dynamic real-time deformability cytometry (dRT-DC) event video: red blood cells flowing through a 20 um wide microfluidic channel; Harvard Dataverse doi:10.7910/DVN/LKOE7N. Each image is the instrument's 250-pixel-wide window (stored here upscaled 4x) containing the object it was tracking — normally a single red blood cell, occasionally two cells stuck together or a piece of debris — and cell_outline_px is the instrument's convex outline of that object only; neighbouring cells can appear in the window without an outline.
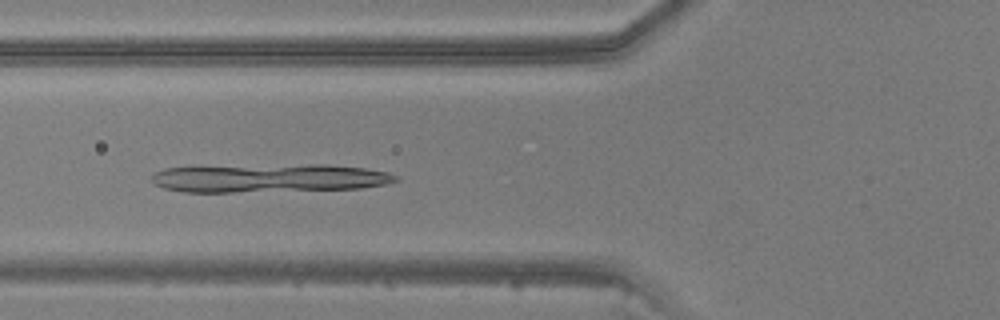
{"species": "common noctule bat (a hibernating species)", "species_latin": "Nyctalus noctula", "temperature_condition": "warm", "stored_images_in_passage": 47, "camera_frame_rate_fps": 3000, "um_per_image_px": 0.085, "animal": {"sex": "male", "body_mass_g": 20.5, "forearm_length_mm": 52.5}, "frame": {"image": 1, "passage_image": 18, "time_ms": 5.667, "image_size_px": [1000, 320], "cell_outline_px": [[400, 180], [384, 184], [360, 188], [236, 192], [184, 192], [164, 188], [156, 184], [152, 180], [152, 172], [164, 168], [316, 164], [320, 164], [364, 168], [388, 172], [396, 176]], "centroid_in_image_um": [22.87, 15.14], "position_along_channel_um": 102.9, "area_um2": 39.88}}
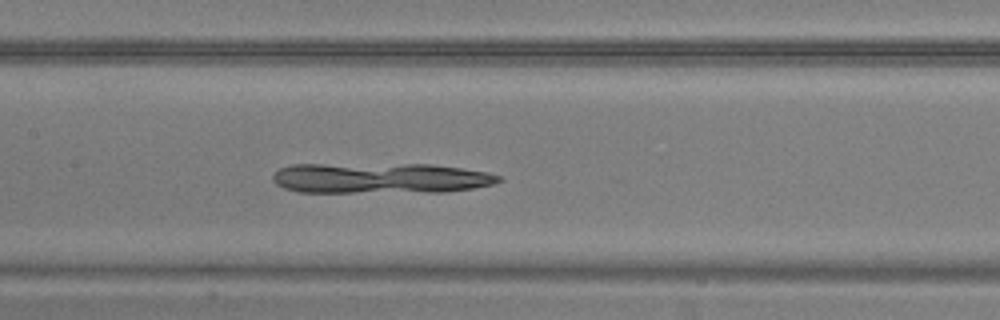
{"frame": {"image": 2, "passage_image": 23, "time_ms": 7.333, "image_size_px": [1000, 320], "cell_outline_px": [[504, 180], [496, 184], [472, 188], [444, 192], [296, 192], [284, 188], [276, 184], [272, 180], [272, 176], [280, 168], [292, 164], [428, 164], [460, 168], [488, 172], [500, 176]], "centroid_in_image_um": [32.33, 15.14], "position_along_channel_um": 175.1, "area_um2": 40.52}}
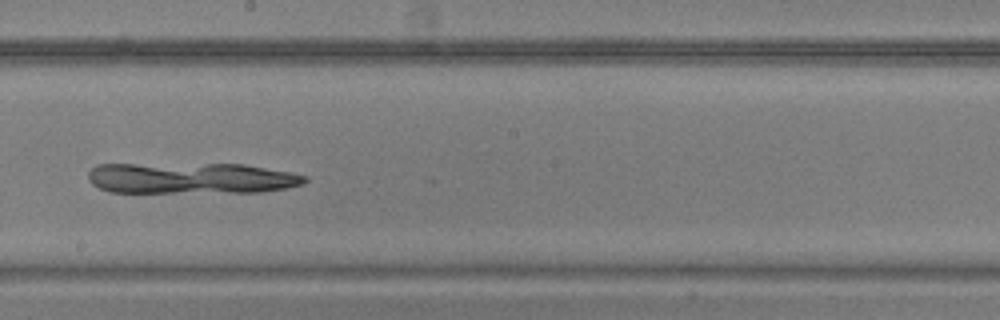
{"frame": {"image": 3, "passage_image": 27, "time_ms": 8.667, "image_size_px": [1000, 320], "cell_outline_px": [[308, 180], [304, 184], [288, 188], [264, 192], [112, 192], [100, 188], [92, 184], [88, 180], [88, 172], [96, 164], [244, 164], [292, 172], [308, 176]], "centroid_in_image_um": [16.3, 15.14], "position_along_channel_um": 231.9, "area_um2": 39.59}}